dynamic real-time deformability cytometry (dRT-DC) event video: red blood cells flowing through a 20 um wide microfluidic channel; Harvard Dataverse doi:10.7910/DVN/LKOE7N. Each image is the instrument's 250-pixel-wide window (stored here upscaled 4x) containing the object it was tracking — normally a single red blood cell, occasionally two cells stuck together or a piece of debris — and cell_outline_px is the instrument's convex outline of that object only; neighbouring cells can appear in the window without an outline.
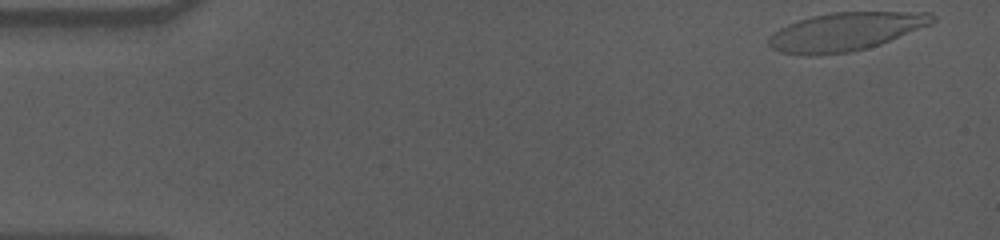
{"species": "human", "species_latin": "Homo sapiens", "temperature_condition": "cold", "stored_images_in_passage": 55, "camera_frame_rate_fps": 3000, "um_per_image_px": 0.085, "donor": {"sex": "male"}, "frame": {"image": 1, "passage_image": 1, "time_ms": 0.0, "image_size_px": [1000, 240], "cell_outline_px": [[936, 20], [932, 24], [880, 44], [848, 52], [808, 56], [780, 52], [772, 48], [768, 44], [768, 40], [780, 28], [788, 24], [812, 16], [832, 12], [932, 12], [936, 16]], "centroid_in_image_um": [71.91, 2.68], "position_along_channel_um": 13.1, "area_um2": 36.24}}
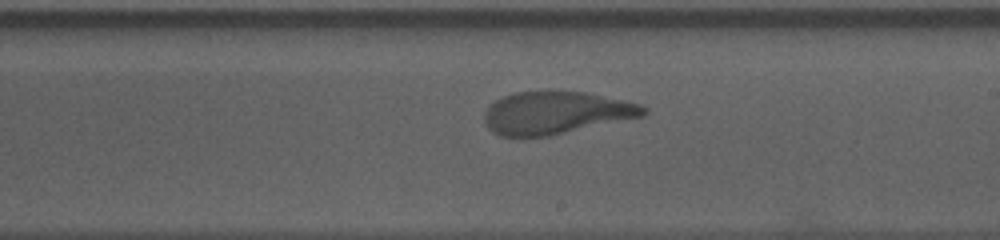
{"frame": {"image": 2, "passage_image": 31, "time_ms": 10.0, "image_size_px": [1000, 240], "cell_outline_px": [[648, 112], [644, 116], [548, 136], [500, 136], [492, 132], [484, 124], [484, 112], [488, 104], [512, 92], [584, 92], [640, 104], [648, 108]], "centroid_in_image_um": [47.22, 9.6], "position_along_channel_um": 241.8, "area_um2": 39.25}}
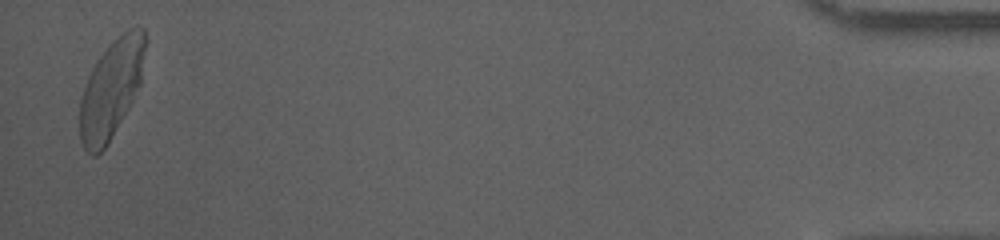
{"frame": {"image": 3, "passage_image": 54, "time_ms": 17.667, "image_size_px": [1000, 240], "cell_outline_px": [[148, 40], [140, 84], [128, 108], [108, 144], [96, 156], [92, 156], [84, 148], [80, 140], [80, 96], [88, 76], [92, 68], [100, 56], [128, 28], [140, 24], [144, 28]], "centroid_in_image_um": [9.48, 7.55], "position_along_channel_um": 425.7, "area_um2": 37.45}, "authors_computed_cell_mechanics": {"area_um2": 39.6508, "velocity_mm_per_s": 3.5478, "shape_relaxation_time_tau1_ms": 5.2543, "shape_relaxation_time_tau2_ms": 1.2647, "deformation_change_tau1": 0.25, "deformation_change_tau2": 0.0914}}